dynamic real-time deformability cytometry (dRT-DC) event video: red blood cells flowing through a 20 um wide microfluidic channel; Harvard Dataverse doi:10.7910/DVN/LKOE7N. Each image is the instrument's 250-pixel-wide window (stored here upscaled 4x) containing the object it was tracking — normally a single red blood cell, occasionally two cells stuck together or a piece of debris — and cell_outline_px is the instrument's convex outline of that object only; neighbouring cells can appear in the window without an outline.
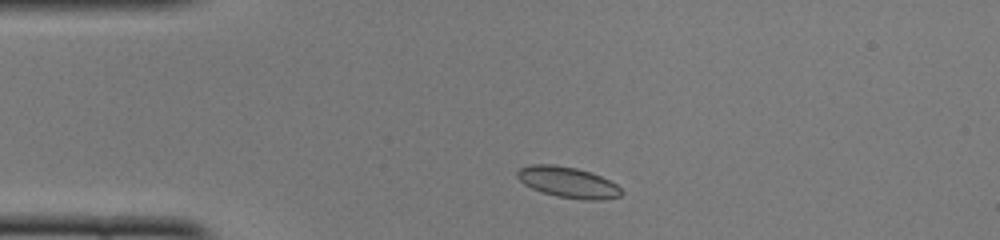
{"species": "common noctule bat (a hibernating species)", "species_latin": "Nyctalus noctula", "temperature_condition": "cold", "stored_images_in_passage": 41, "camera_frame_rate_fps": 3000, "um_per_image_px": 0.085, "animal": {"sex": "female", "body_mass_g": 22.0, "forearm_length_mm": 56.7}, "frame": {"image": 1, "passage_image": 2, "time_ms": 0.333, "image_size_px": [1000, 240], "cell_outline_px": [[624, 192], [620, 196], [600, 200], [584, 200], [556, 196], [532, 188], [524, 184], [516, 176], [516, 172], [520, 168], [532, 164], [552, 164], [576, 168], [600, 176], [616, 184]], "centroid_in_image_um": [48.27, 15.5], "position_along_channel_um": 36.7, "area_um2": 18.55}}
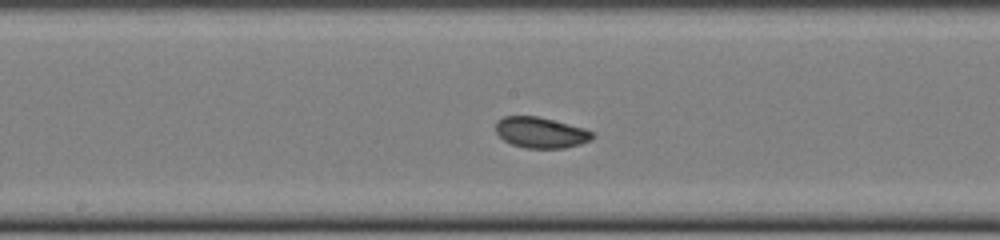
{"frame": {"image": 2, "passage_image": 17, "time_ms": 5.333, "image_size_px": [1000, 240], "cell_outline_px": [[592, 136], [588, 140], [580, 144], [564, 148], [524, 148], [512, 144], [504, 140], [496, 132], [496, 120], [504, 116], [536, 116], [584, 128], [592, 132]], "centroid_in_image_um": [45.91, 11.27], "position_along_channel_um": 202.3, "area_um2": 17.11}}
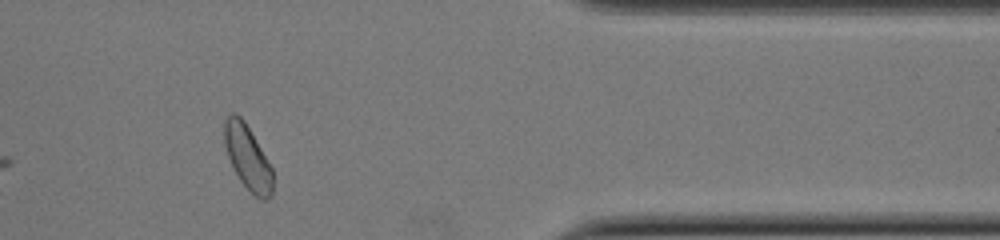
{"frame": {"image": 3, "passage_image": 33, "time_ms": 10.667, "image_size_px": [1000, 240], "cell_outline_px": [[272, 196], [268, 200], [260, 200], [240, 180], [228, 156], [224, 144], [224, 120], [232, 112], [236, 112], [244, 120], [272, 168]], "centroid_in_image_um": [21.04, 13.36], "position_along_channel_um": 390.4, "area_um2": 17.86}, "authors_computed_cell_mechanics": {"area_um2": 17.8602, "velocity_mm_per_s": 3.9563, "shape_relaxation_time_tau1_ms": 4.0488, "shape_relaxation_time_tau2_ms": 1.6289, "deformation_change_tau1": 0.0785, "deformation_change_tau2": 0.06}}